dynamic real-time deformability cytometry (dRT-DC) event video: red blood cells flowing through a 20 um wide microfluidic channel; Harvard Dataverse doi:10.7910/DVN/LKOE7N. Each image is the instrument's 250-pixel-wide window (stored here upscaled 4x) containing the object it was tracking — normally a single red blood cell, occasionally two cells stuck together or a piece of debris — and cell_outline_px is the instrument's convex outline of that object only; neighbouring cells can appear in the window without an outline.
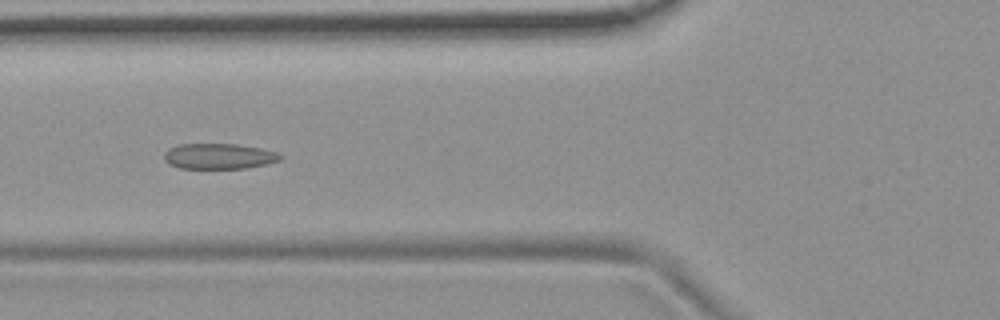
{"species": "common noctule bat (a hibernating species)", "species_latin": "Nyctalus noctula", "temperature_condition": "room temperature", "stored_images_in_passage": 13, "camera_frame_rate_fps": 3000, "um_per_image_px": 0.085, "animal": {"sex": "female", "body_mass_g": 19.9}, "frame": {"image": 1, "passage_image": 6, "time_ms": 1.667, "image_size_px": [1000, 320], "cell_outline_px": [[284, 156], [280, 160], [268, 164], [248, 168], [180, 168], [168, 164], [164, 160], [164, 152], [168, 148], [180, 144], [236, 144], [260, 148], [276, 152]], "centroid_in_image_um": [18.6, 13.28], "position_along_channel_um": 107.2, "area_um2": 17.4}}
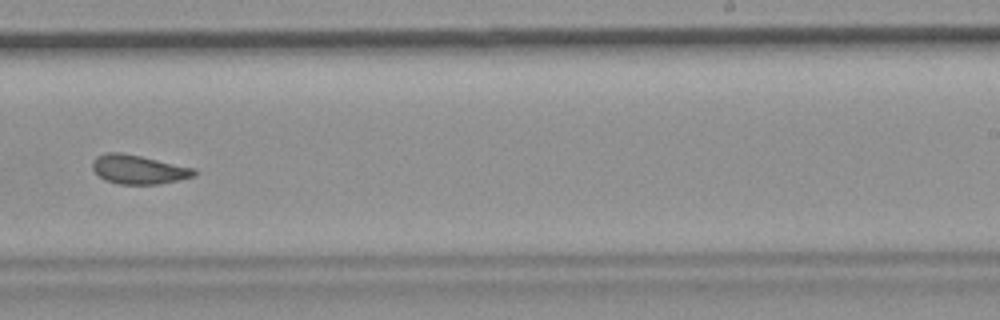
{"frame": {"image": 2, "passage_image": 10, "time_ms": 3.0, "image_size_px": [1000, 320], "cell_outline_px": [[200, 172], [196, 176], [160, 184], [120, 184], [104, 180], [92, 168], [92, 160], [96, 156], [108, 152], [120, 152], [140, 156], [196, 168]], "centroid_in_image_um": [11.81, 14.4], "position_along_channel_um": 277.2, "area_um2": 17.34}}
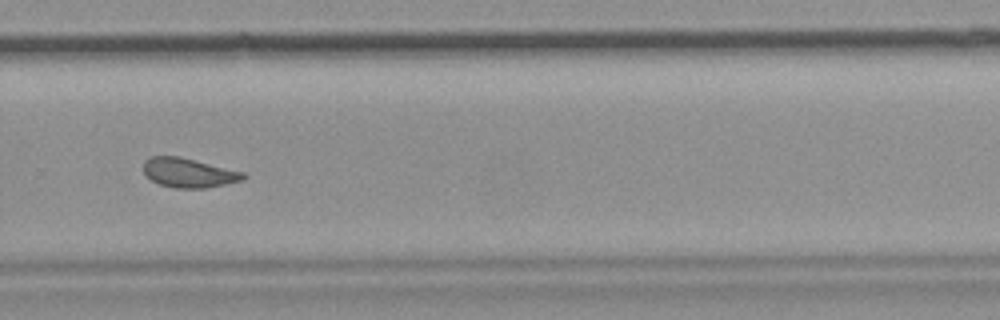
{"frame": {"image": 3, "passage_image": 11, "time_ms": 3.333, "image_size_px": [1000, 320], "cell_outline_px": [[248, 176], [244, 180], [208, 188], [176, 188], [160, 184], [144, 176], [144, 160], [152, 156], [180, 156], [244, 172]], "centroid_in_image_um": [16.06, 14.69], "position_along_channel_um": 313.7, "area_um2": 17.22}}